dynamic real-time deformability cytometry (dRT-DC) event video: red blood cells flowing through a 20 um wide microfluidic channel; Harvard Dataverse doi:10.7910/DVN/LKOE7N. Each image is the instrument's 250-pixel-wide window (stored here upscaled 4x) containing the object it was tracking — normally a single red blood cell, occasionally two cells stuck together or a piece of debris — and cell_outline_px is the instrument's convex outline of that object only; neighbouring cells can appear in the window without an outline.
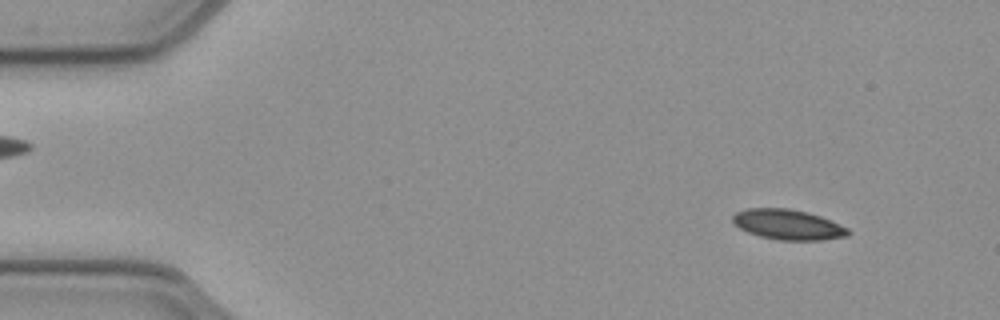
{"species": "common noctule bat (a hibernating species)", "species_latin": "Nyctalus noctula", "temperature_condition": "cold", "stored_images_in_passage": 52, "camera_frame_rate_fps": 3000, "um_per_image_px": 0.085, "animal": {"sex": "female", "body_mass_g": 21.9}, "frame": {"image": 1, "passage_image": 5, "time_ms": 1.333, "image_size_px": [1000, 320], "cell_outline_px": [[852, 232], [848, 236], [820, 240], [780, 240], [760, 236], [748, 232], [740, 228], [732, 220], [732, 216], [736, 212], [748, 208], [788, 208], [808, 212], [820, 216], [848, 228]], "centroid_in_image_um": [66.99, 19.08], "position_along_channel_um": 18.0, "area_um2": 20.23}}
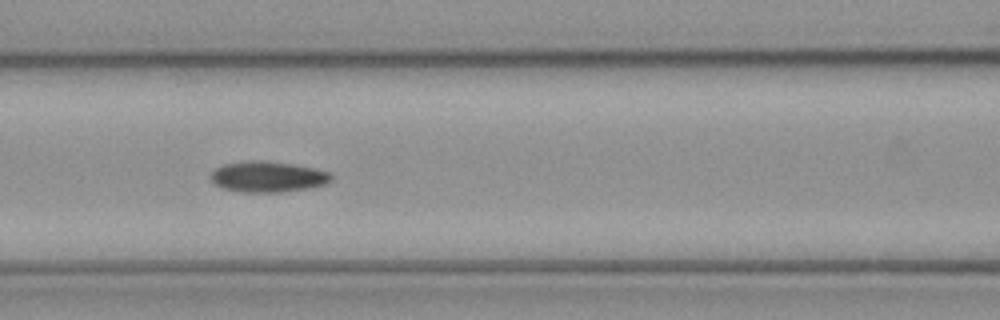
{"frame": {"image": 2, "passage_image": 22, "time_ms": 7.0, "image_size_px": [1000, 320], "cell_outline_px": [[332, 180], [324, 184], [308, 188], [280, 192], [240, 192], [220, 188], [212, 180], [212, 172], [216, 168], [224, 164], [248, 160], [264, 160], [296, 164], [316, 168], [332, 172]], "centroid_in_image_um": [22.79, 15.01], "position_along_channel_um": 143.8, "area_um2": 21.85}}
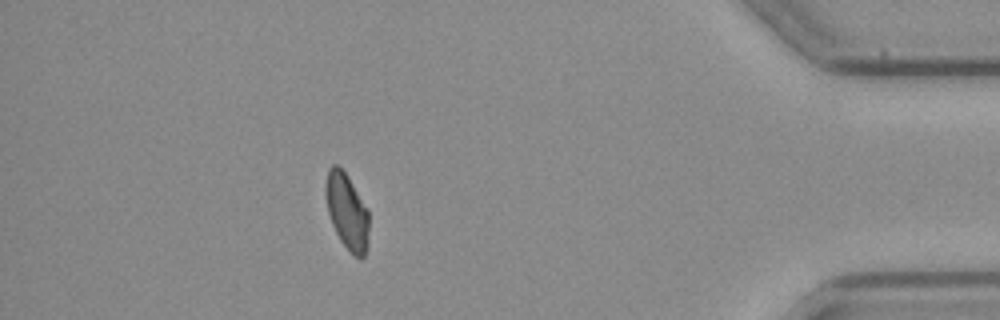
{"frame": {"image": 3, "passage_image": 46, "time_ms": 15.0, "image_size_px": [1000, 320], "cell_outline_px": [[368, 244], [364, 256], [360, 260], [340, 240], [332, 224], [328, 212], [324, 192], [324, 184], [328, 168], [332, 164], [336, 164], [344, 172], [368, 208]], "centroid_in_image_um": [29.47, 17.94], "position_along_channel_um": 405.7, "area_um2": 19.07}, "authors_computed_cell_mechanics": {"area_um2": 20.5479, "velocity_mm_per_s": 3.9134, "shape_relaxation_time_tau1_ms": null, "shape_relaxation_time_tau2_ms": 10.0362, "deformation_change_tau1": null, "deformation_change_tau2": 0.1111}}